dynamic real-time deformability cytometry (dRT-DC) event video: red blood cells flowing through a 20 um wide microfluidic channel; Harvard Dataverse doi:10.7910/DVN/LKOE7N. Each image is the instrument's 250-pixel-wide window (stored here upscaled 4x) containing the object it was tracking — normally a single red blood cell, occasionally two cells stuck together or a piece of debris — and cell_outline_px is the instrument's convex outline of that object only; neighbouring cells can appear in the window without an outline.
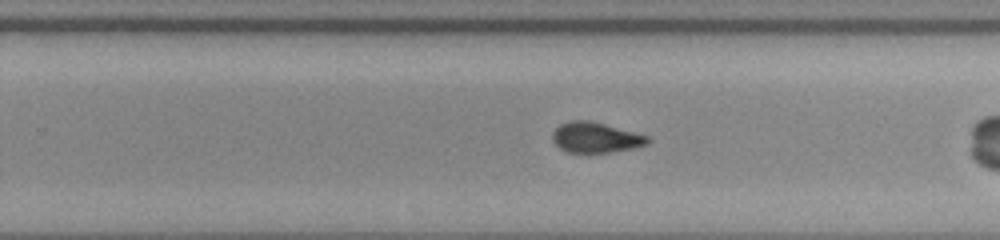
{"species": "common noctule bat (a hibernating species)", "species_latin": "Nyctalus noctula", "temperature_condition": "room temperature", "stored_images_in_passage": 30, "camera_frame_rate_fps": 3000, "um_per_image_px": 0.085, "animal": {"sex": "male", "body_mass_g": 20.0, "forearm_length_mm": 53.3}, "frame": {"image": 1, "passage_image": 22, "time_ms": 7.0, "image_size_px": [1000, 240], "cell_outline_px": [[652, 140], [648, 144], [632, 148], [612, 152], [568, 152], [560, 148], [552, 140], [552, 132], [560, 124], [568, 120], [592, 120], [648, 136]], "centroid_in_image_um": [50.62, 11.67], "position_along_channel_um": 279.2, "area_um2": 16.94}}